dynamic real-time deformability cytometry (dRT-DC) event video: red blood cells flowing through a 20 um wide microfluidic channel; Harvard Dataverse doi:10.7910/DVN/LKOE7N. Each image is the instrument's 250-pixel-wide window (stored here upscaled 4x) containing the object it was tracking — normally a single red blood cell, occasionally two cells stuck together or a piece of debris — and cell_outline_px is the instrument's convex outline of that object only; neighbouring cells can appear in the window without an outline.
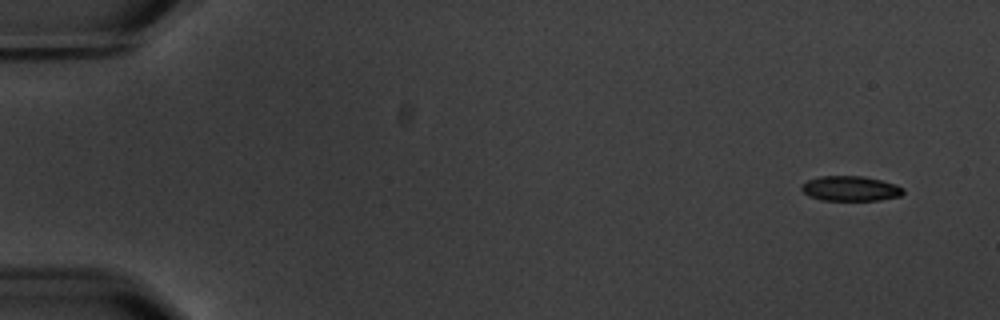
{"species": "common noctule bat (a hibernating species)", "species_latin": "Nyctalus noctula", "temperature_condition": "warm", "stored_images_in_passage": 4, "camera_frame_rate_fps": 3000, "um_per_image_px": 0.085, "animal": {"sex": "male", "body_mass_g": 20.1, "forearm_length_mm": 53.5}, "frame": {"image": 1, "passage_image": 1, "time_ms": 0.0, "image_size_px": [1000, 320], "cell_outline_px": [[904, 192], [900, 196], [880, 200], [820, 200], [808, 196], [800, 188], [800, 184], [808, 180], [820, 176], [864, 176], [896, 184], [904, 188]], "centroid_in_image_um": [72.27, 16.02], "position_along_channel_um": 12.7, "area_um2": 14.91}}